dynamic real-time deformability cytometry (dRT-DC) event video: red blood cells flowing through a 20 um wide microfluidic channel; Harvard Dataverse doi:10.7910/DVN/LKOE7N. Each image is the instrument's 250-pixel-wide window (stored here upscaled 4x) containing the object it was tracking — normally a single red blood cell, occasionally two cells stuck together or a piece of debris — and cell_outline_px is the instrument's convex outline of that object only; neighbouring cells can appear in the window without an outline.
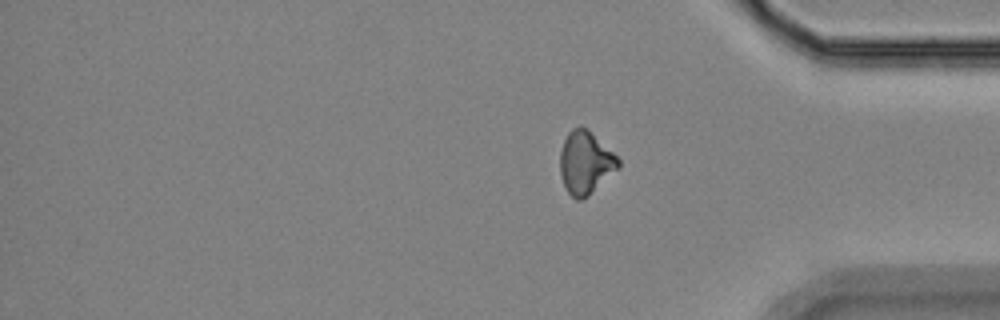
{"species": "Egyptian fruit bat (a non-hibernating species)", "species_latin": "Rousettus aegyptiacus", "temperature_condition": "room temperature", "stored_images_in_passage": 13, "segment_of_instrument_passage": [2, 2], "camera_frame_rate_fps": 3000, "um_per_image_px": 0.085, "animal": {"sex": "female"}, "frame": {"image": 1, "passage_image": 13, "time_ms": 13.667, "image_size_px": [1000, 320], "cell_outline_px": [[620, 168], [588, 196], [580, 200], [576, 200], [568, 192], [564, 184], [560, 172], [560, 152], [564, 140], [568, 132], [572, 128], [584, 128], [612, 152], [620, 160]], "centroid_in_image_um": [49.76, 13.88], "position_along_channel_um": 385.4, "area_um2": 20.87}}